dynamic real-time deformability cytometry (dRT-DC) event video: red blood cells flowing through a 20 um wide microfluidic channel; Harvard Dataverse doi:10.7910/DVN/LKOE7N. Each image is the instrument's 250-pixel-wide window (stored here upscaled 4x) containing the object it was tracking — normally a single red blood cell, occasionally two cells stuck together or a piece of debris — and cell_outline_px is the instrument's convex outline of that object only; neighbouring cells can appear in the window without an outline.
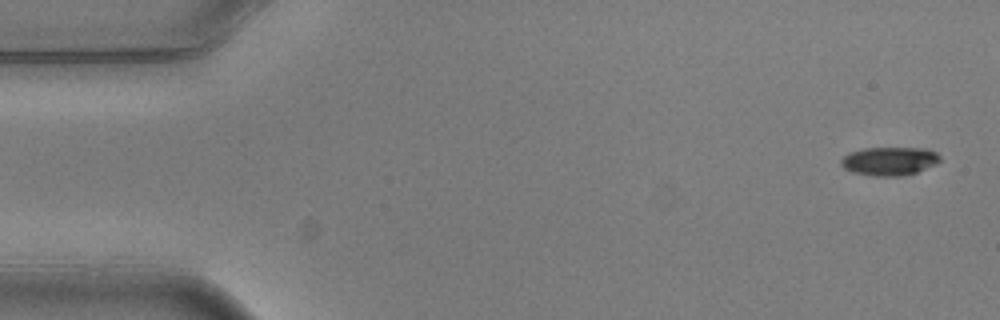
{"species": "common noctule bat (a hibernating species)", "species_latin": "Nyctalus noctula", "temperature_condition": "warm", "stored_images_in_passage": 5, "camera_frame_rate_fps": 3000, "um_per_image_px": 0.085, "animal": {"sex": "male", "body_mass_g": 20.5, "forearm_length_mm": 52.5}, "frame": {"image": 1, "passage_image": 1, "time_ms": 0.0, "image_size_px": [1000, 320], "cell_outline_px": [[940, 160], [936, 164], [916, 172], [904, 176], [872, 176], [852, 172], [844, 168], [840, 164], [840, 160], [848, 152], [864, 148], [928, 148], [936, 152], [940, 156]], "centroid_in_image_um": [75.59, 13.69], "position_along_channel_um": 9.4, "area_um2": 16.59}}
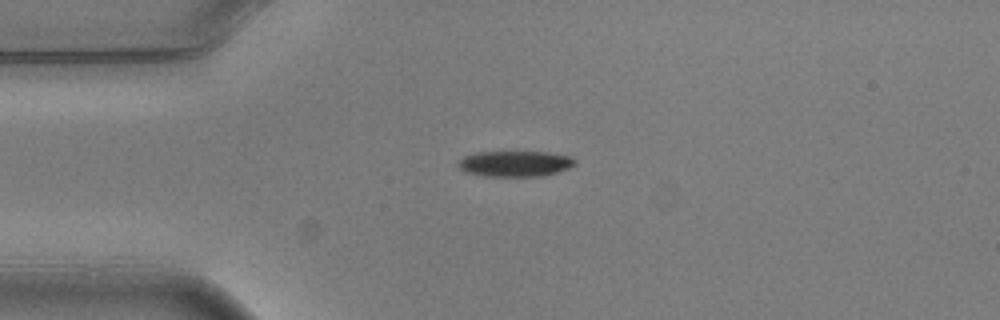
{"frame": {"image": 2, "passage_image": 4, "time_ms": 1.0, "image_size_px": [1000, 320], "cell_outline_px": [[576, 164], [568, 168], [544, 176], [484, 176], [464, 172], [456, 164], [456, 160], [464, 156], [476, 152], [548, 152], [572, 156], [576, 160]], "centroid_in_image_um": [43.75, 13.91], "position_along_channel_um": 41.2, "area_um2": 17.74}}